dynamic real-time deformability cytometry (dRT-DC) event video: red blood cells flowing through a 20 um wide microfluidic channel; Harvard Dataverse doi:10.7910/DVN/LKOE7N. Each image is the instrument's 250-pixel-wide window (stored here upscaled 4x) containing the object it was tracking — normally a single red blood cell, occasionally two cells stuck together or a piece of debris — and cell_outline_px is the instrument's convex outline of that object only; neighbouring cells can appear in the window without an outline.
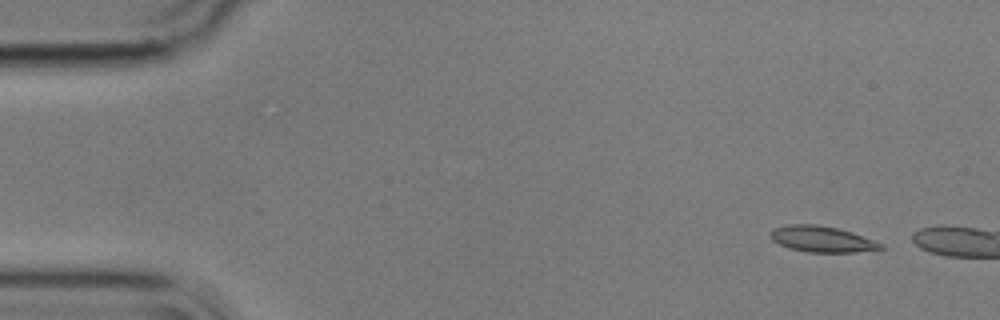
{"species": "common noctule bat (a hibernating species)", "species_latin": "Nyctalus noctula", "temperature_condition": "cold", "stored_images_in_passage": 14, "camera_frame_rate_fps": 3000, "um_per_image_px": 0.085, "animal": {"sex": "male", "body_mass_g": 17.9}, "frame": {"image": 1, "passage_image": 5, "time_ms": 1.333, "image_size_px": [1000, 320], "cell_outline_px": [[884, 248], [880, 252], [808, 252], [788, 248], [772, 240], [768, 232], [772, 228], [788, 224], [816, 224], [836, 228], [852, 232], [884, 244]], "centroid_in_image_um": [69.91, 20.34], "position_along_channel_um": 15.1, "area_um2": 17.11}}